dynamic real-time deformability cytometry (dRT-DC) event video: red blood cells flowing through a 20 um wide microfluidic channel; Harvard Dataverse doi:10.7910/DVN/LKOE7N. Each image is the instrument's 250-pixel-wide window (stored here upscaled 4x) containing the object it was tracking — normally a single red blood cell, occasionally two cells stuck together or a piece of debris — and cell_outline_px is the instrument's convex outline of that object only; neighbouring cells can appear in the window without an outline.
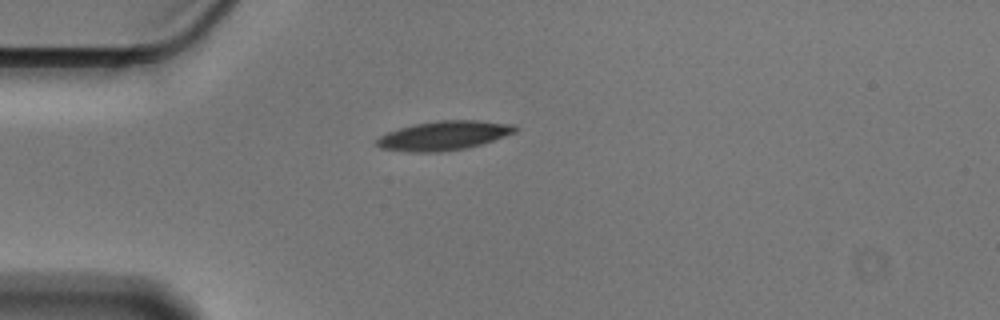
{"species": "Egyptian fruit bat (a non-hibernating species)", "species_latin": "Rousettus aegyptiacus", "temperature_condition": "cold", "stored_images_in_passage": 42, "camera_frame_rate_fps": 3000, "um_per_image_px": 0.085, "animal": {"sex": "male"}, "frame": {"image": 1, "passage_image": 1, "time_ms": 0.0, "image_size_px": [1000, 320], "cell_outline_px": [[520, 128], [516, 132], [480, 144], [464, 148], [440, 152], [412, 152], [380, 148], [376, 144], [376, 140], [380, 136], [388, 132], [400, 128], [416, 124], [440, 120], [476, 120], [516, 124]], "centroid_in_image_um": [37.76, 11.52], "position_along_channel_um": 47.2, "area_um2": 23.35}}
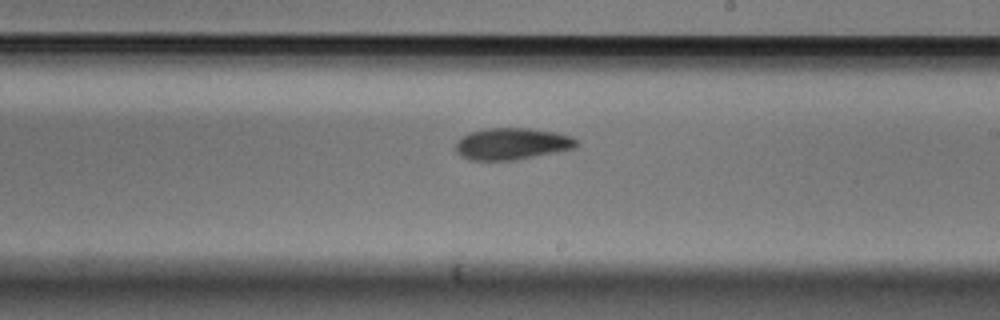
{"frame": {"image": 2, "passage_image": 19, "time_ms": 6.0, "image_size_px": [1000, 320], "cell_outline_px": [[580, 144], [576, 148], [516, 160], [468, 160], [460, 156], [456, 152], [456, 140], [468, 132], [488, 128], [528, 128], [556, 132], [572, 136]], "centroid_in_image_um": [43.51, 12.22], "position_along_channel_um": 245.5, "area_um2": 22.6}}
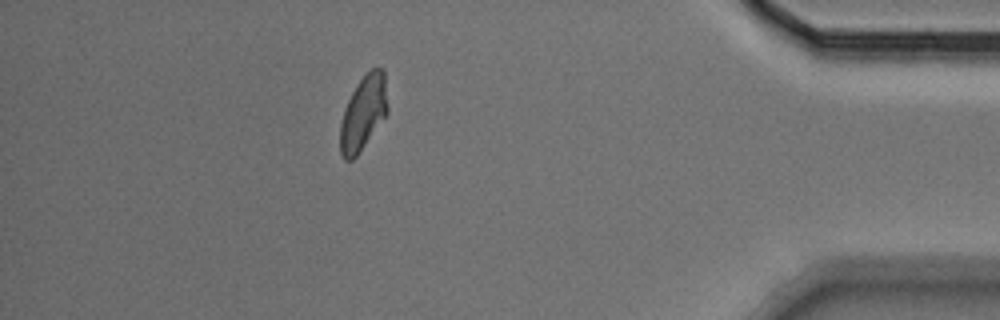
{"frame": {"image": 3, "passage_image": 36, "time_ms": 11.667, "image_size_px": [1000, 320], "cell_outline_px": [[388, 112], [356, 156], [352, 160], [344, 160], [340, 152], [340, 124], [344, 108], [356, 84], [372, 68], [384, 68], [388, 108]], "centroid_in_image_um": [30.87, 9.59], "position_along_channel_um": 404.3, "area_um2": 20.4}, "authors_computed_cell_mechanics": {"area_um2": 21.9929, "velocity_mm_per_s": 3.5603, "shape_relaxation_time_tau1_ms": 5.1191, "shape_relaxation_time_tau2_ms": null, "deformation_change_tau1": 0.1495, "deformation_change_tau2": null}}